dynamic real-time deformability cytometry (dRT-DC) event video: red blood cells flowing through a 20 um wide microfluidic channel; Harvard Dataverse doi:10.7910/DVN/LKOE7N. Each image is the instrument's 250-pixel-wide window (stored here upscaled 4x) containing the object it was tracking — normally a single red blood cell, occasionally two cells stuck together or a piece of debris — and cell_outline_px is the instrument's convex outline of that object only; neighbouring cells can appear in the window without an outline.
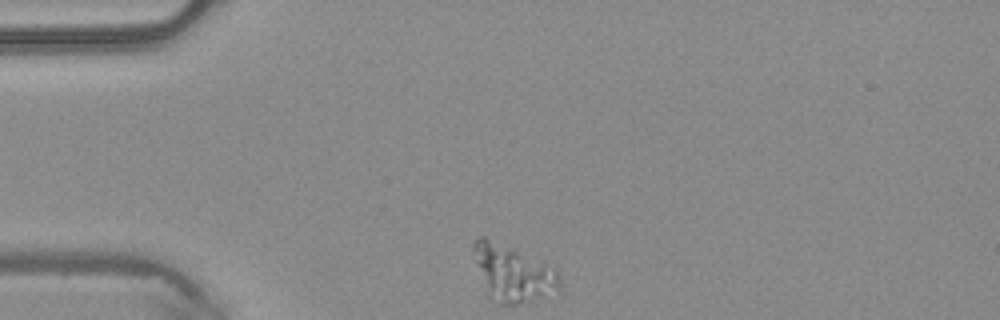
{"species": "common noctule bat (a hibernating species)", "species_latin": "Nyctalus noctula", "temperature_condition": "warm", "stored_images_in_passage": 31, "camera_frame_rate_fps": 3000, "um_per_image_px": 0.085, "animal": {"sex": "male", "body_mass_g": 20.4}, "frame": {"image": 1, "passage_image": 1, "time_ms": 0.0, "image_size_px": [1000, 320], "cell_outline_px": [[560, 292], [516, 304], [500, 304], [488, 288], [476, 260], [472, 248], [472, 244], [480, 236], [484, 236], [544, 264], [556, 272], [560, 280]], "centroid_in_image_um": [43.63, 23.23], "position_along_channel_um": 41.4, "area_um2": 26.36}}
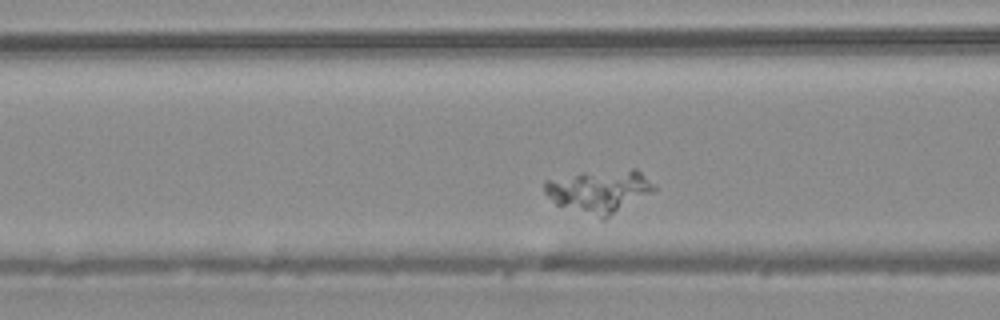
{"frame": {"image": 2, "passage_image": 9, "time_ms": 2.667, "image_size_px": [1000, 320], "cell_outline_px": [[656, 188], [652, 192], [604, 220], [600, 220], [556, 204], [544, 192], [544, 180], [580, 172], [632, 168], [636, 168], [656, 184]], "centroid_in_image_um": [50.94, 16.24], "position_along_channel_um": 115.7, "area_um2": 27.92}}
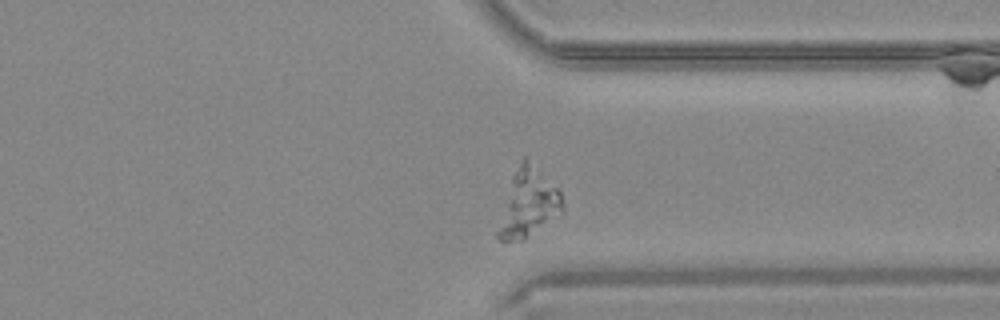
{"frame": {"image": 3, "passage_image": 28, "time_ms": 9.0, "image_size_px": [1000, 320], "cell_outline_px": [[564, 212], [560, 216], [524, 240], [500, 240], [496, 236], [496, 232], [512, 176], [520, 160], [524, 156], [560, 192], [564, 208]], "centroid_in_image_um": [44.92, 17.33], "position_along_channel_um": 366.5, "area_um2": 25.09}}